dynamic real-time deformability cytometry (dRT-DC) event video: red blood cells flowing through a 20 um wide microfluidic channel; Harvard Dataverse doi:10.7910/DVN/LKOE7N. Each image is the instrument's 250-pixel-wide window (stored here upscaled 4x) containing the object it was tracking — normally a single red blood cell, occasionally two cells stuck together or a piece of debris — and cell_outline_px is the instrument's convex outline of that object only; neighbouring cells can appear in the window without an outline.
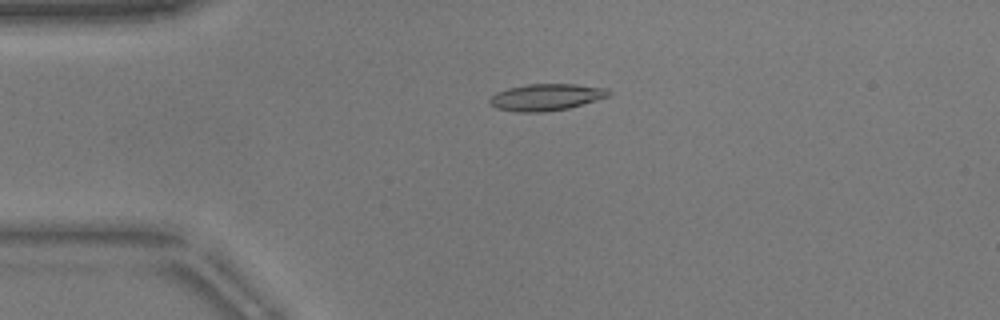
{"species": "common noctule bat (a hibernating species)", "species_latin": "Nyctalus noctula", "temperature_condition": "warm", "stored_images_in_passage": 45, "camera_frame_rate_fps": 3000, "um_per_image_px": 0.085, "animal": {"sex": "male", "body_mass_g": 17.9}, "frame": {"image": 1, "passage_image": 5, "time_ms": 1.333, "image_size_px": [1000, 320], "cell_outline_px": [[612, 92], [608, 96], [596, 100], [568, 108], [544, 112], [516, 112], [496, 108], [488, 104], [488, 100], [496, 92], [508, 88], [528, 84], [576, 84], [608, 88]], "centroid_in_image_um": [46.4, 8.26], "position_along_channel_um": 38.6, "area_um2": 18.61}}
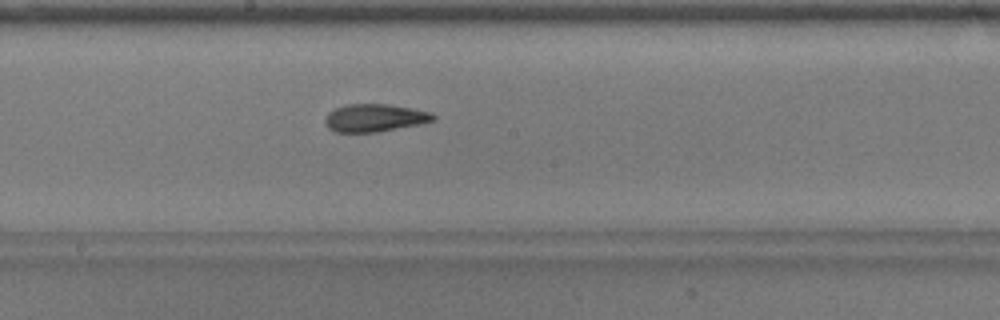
{"frame": {"image": 2, "passage_image": 21, "time_ms": 6.667, "image_size_px": [1000, 320], "cell_outline_px": [[436, 120], [420, 124], [376, 132], [336, 132], [328, 128], [324, 120], [328, 112], [344, 104], [388, 104], [412, 108], [432, 112], [436, 116]], "centroid_in_image_um": [31.86, 10.01], "position_along_channel_um": 216.3, "area_um2": 17.57}}
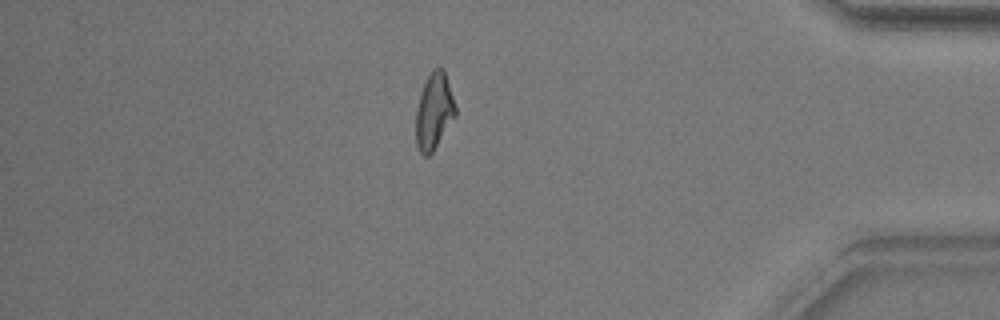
{"frame": {"image": 3, "passage_image": 38, "time_ms": 12.333, "image_size_px": [1000, 320], "cell_outline_px": [[456, 116], [432, 152], [428, 156], [424, 156], [420, 152], [416, 144], [416, 108], [420, 92], [432, 68], [444, 68], [456, 104]], "centroid_in_image_um": [36.9, 9.44], "position_along_channel_um": 398.3, "area_um2": 17.74}, "authors_computed_cell_mechanics": {"area_um2": 17.629, "velocity_mm_per_s": 3.8557, "shape_relaxation_time_tau1_ms": 11.0276, "shape_relaxation_time_tau2_ms": 2.2313, "deformation_change_tau1": 0.3037, "deformation_change_tau2": 0.0915}}